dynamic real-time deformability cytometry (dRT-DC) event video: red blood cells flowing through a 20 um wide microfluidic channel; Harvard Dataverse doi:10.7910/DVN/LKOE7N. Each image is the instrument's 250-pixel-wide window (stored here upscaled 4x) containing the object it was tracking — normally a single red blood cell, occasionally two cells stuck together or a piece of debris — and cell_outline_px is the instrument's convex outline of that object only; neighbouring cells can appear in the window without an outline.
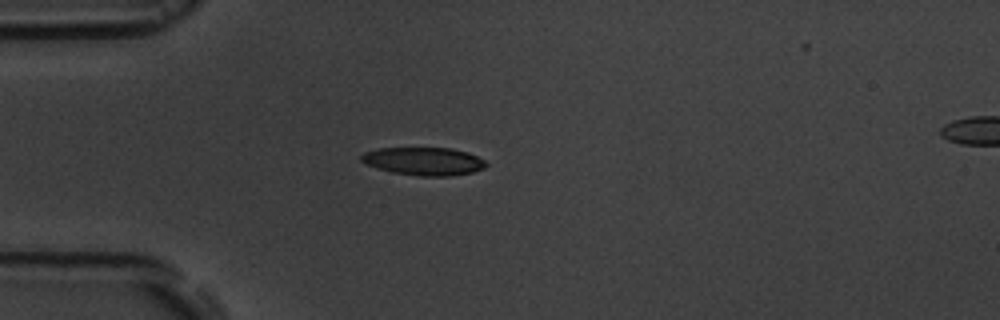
{"species": "common noctule bat (a hibernating species)", "species_latin": "Nyctalus noctula", "temperature_condition": "room temperature", "stored_images_in_passage": 3, "camera_frame_rate_fps": 3000, "um_per_image_px": 0.085, "animal": {"sex": "male", "body_mass_g": 19.5, "forearm_length_mm": 54.6}, "frame": {"image": 1, "passage_image": 2, "time_ms": 2.0, "image_size_px": [1000, 320], "cell_outline_px": [[488, 164], [484, 168], [472, 172], [448, 176], [420, 176], [392, 172], [368, 164], [360, 160], [360, 156], [364, 152], [376, 148], [452, 148], [468, 152], [484, 160]], "centroid_in_image_um": [36.03, 13.69], "position_along_channel_um": 49.0, "area_um2": 20.23}}